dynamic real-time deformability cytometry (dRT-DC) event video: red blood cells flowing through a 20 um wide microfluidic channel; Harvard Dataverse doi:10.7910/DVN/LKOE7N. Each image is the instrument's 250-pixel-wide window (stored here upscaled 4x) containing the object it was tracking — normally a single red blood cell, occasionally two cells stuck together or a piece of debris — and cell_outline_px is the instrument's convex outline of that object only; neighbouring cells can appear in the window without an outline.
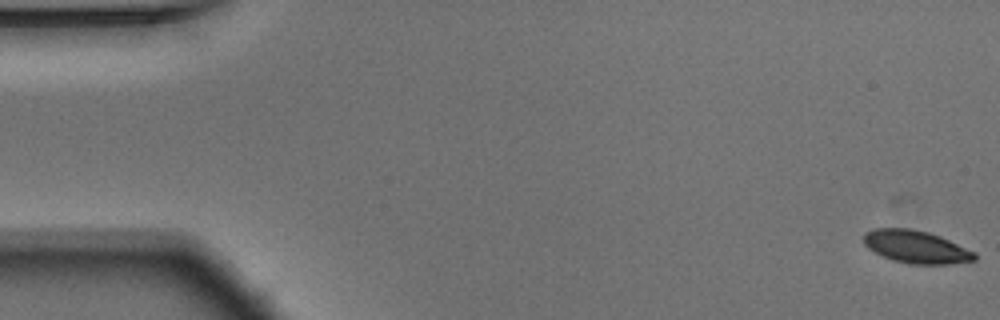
{"species": "Egyptian fruit bat (a non-hibernating species)", "species_latin": "Rousettus aegyptiacus", "temperature_condition": "warm", "stored_images_in_passage": 44, "camera_frame_rate_fps": 3000, "um_per_image_px": 0.085, "animal": {"sex": "male"}, "frame": {"image": 1, "passage_image": 1, "time_ms": 0.0, "image_size_px": [1000, 320], "cell_outline_px": [[976, 260], [948, 264], [908, 264], [892, 260], [868, 248], [864, 244], [864, 232], [872, 228], [908, 228], [928, 232], [940, 236], [976, 252]], "centroid_in_image_um": [77.86, 20.98], "position_along_channel_um": 7.1, "area_um2": 21.15}}
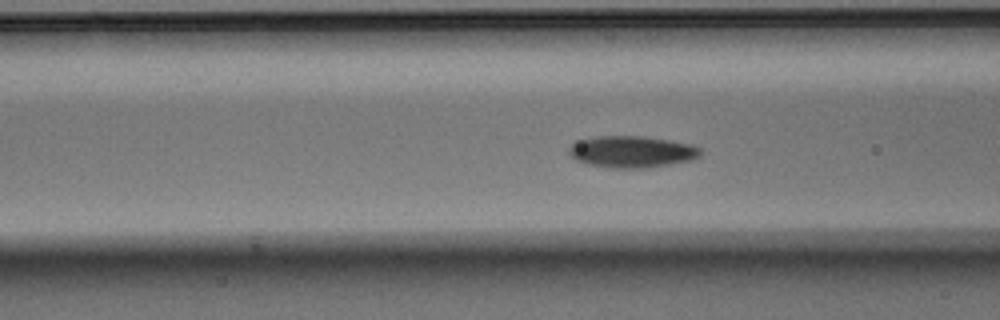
{"frame": {"image": 2, "passage_image": 21, "time_ms": 6.667, "image_size_px": [1000, 320], "cell_outline_px": [[704, 152], [700, 156], [692, 160], [644, 168], [612, 168], [588, 164], [576, 160], [568, 152], [568, 148], [576, 140], [596, 136], [644, 136], [692, 144], [700, 148]], "centroid_in_image_um": [53.71, 12.89], "position_along_channel_um": 112.9, "area_um2": 24.39}}
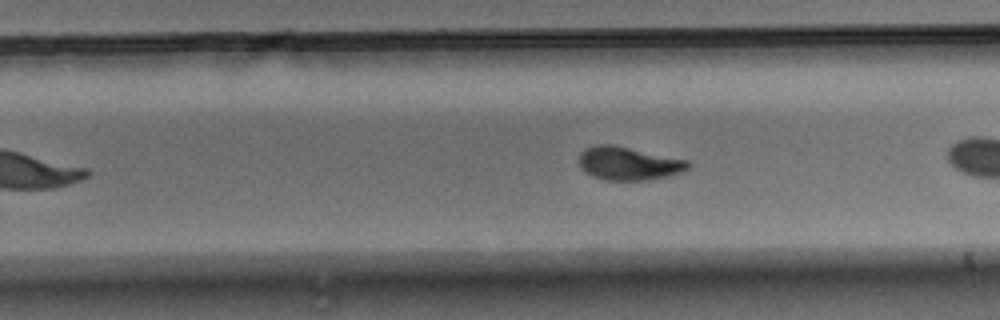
{"frame": {"image": 3, "passage_image": 35, "time_ms": 11.333, "image_size_px": [1000, 320], "cell_outline_px": [[692, 164], [688, 168], [680, 172], [648, 180], [604, 180], [592, 176], [580, 168], [580, 152], [584, 148], [596, 144], [612, 144], [692, 160]], "centroid_in_image_um": [53.44, 13.87], "position_along_channel_um": 276.4, "area_um2": 21.39}}